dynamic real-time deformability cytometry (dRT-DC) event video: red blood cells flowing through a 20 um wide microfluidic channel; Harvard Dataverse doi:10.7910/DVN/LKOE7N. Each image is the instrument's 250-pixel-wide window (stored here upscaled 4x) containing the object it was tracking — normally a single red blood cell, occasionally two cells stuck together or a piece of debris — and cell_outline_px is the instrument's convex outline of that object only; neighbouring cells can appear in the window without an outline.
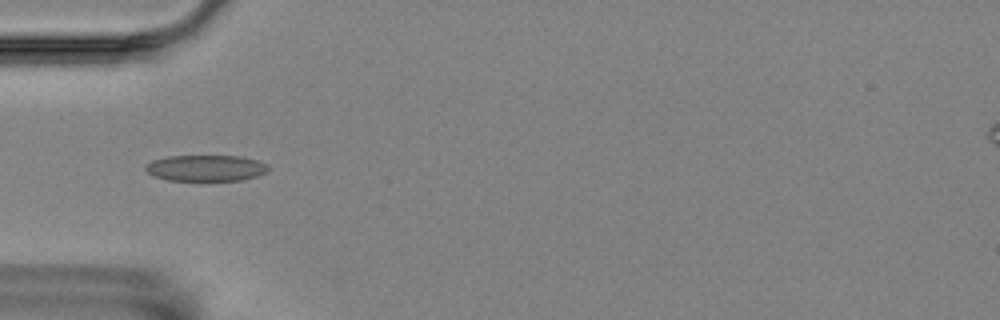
{"species": "Egyptian fruit bat (a non-hibernating species)", "species_latin": "Rousettus aegyptiacus", "temperature_condition": "room temperature", "stored_images_in_passage": 10, "camera_frame_rate_fps": 3000, "um_per_image_px": 0.085, "animal": {"sex": "female"}, "frame": {"image": 1, "passage_image": 4, "time_ms": 4.333, "image_size_px": [1000, 320], "cell_outline_px": [[268, 172], [256, 176], [240, 180], [168, 180], [152, 176], [144, 168], [144, 164], [152, 160], [168, 156], [240, 156], [256, 160], [268, 164]], "centroid_in_image_um": [17.47, 14.28], "position_along_channel_um": 67.5, "area_um2": 18.73}}
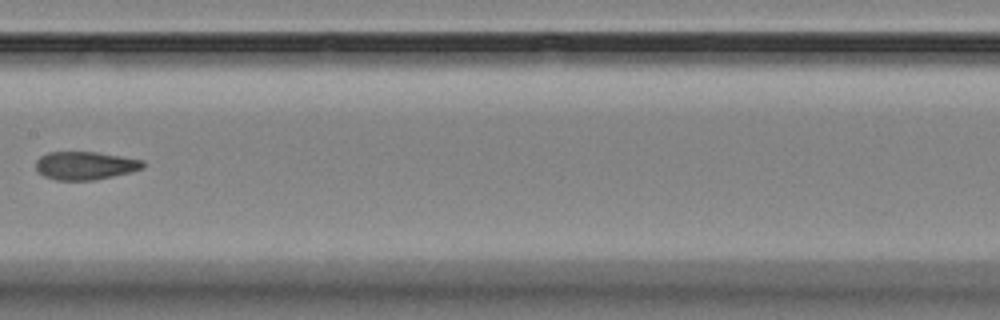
{"frame": {"image": 2, "passage_image": 7, "time_ms": 8.0, "image_size_px": [1000, 320], "cell_outline_px": [[144, 168], [132, 172], [92, 180], [56, 180], [44, 176], [36, 172], [36, 160], [40, 156], [48, 152], [96, 152], [144, 160]], "centroid_in_image_um": [7.22, 14.07], "position_along_channel_um": 200.2, "area_um2": 17.63}}
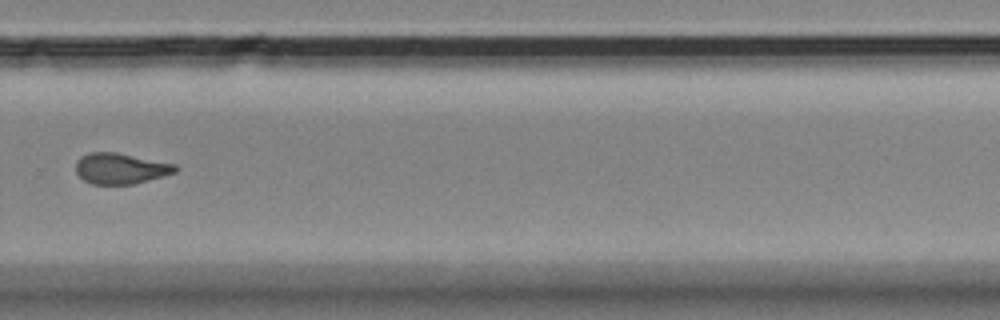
{"frame": {"image": 3, "passage_image": 10, "time_ms": 11.333, "image_size_px": [1000, 320], "cell_outline_px": [[180, 168], [176, 172], [164, 176], [132, 184], [92, 184], [84, 180], [76, 172], [76, 160], [80, 156], [88, 152], [116, 152], [176, 164]], "centroid_in_image_um": [10.25, 14.31], "position_along_channel_um": 319.5, "area_um2": 17.98}}